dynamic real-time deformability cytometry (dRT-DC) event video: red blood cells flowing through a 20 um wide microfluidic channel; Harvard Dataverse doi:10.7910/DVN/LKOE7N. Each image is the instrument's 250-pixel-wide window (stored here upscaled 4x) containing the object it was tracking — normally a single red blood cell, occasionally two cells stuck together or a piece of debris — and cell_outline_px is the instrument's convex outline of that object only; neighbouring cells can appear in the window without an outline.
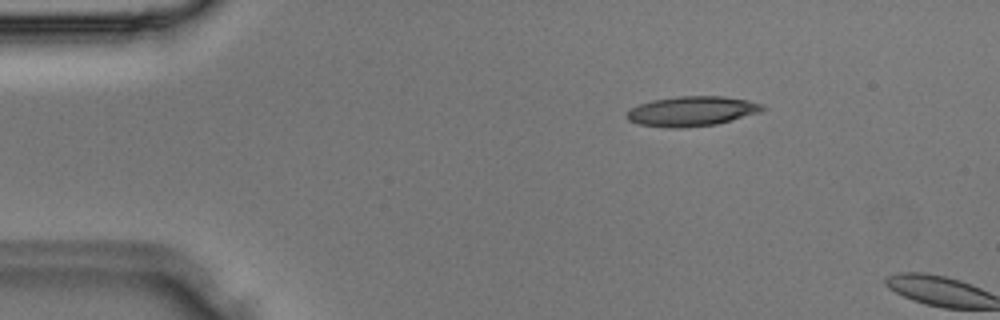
{"species": "Egyptian fruit bat (a non-hibernating species)", "species_latin": "Rousettus aegyptiacus", "temperature_condition": "room temperature", "stored_images_in_passage": 7, "camera_frame_rate_fps": 3000, "um_per_image_px": 0.085, "animal": {"sex": "male"}, "frame": {"image": 1, "passage_image": 6, "time_ms": 1.667, "image_size_px": [1000, 320], "cell_outline_px": [[768, 108], [760, 112], [716, 124], [680, 128], [668, 128], [640, 124], [628, 120], [628, 112], [632, 108], [640, 104], [652, 100], [676, 96], [724, 96], [748, 100], [764, 104]], "centroid_in_image_um": [58.86, 9.44], "position_along_channel_um": 26.1, "area_um2": 23.52}}